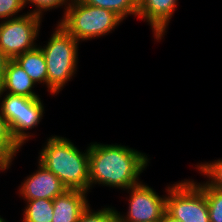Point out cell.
<instances>
[{
	"label": "cell",
	"mask_w": 222,
	"mask_h": 222,
	"mask_svg": "<svg viewBox=\"0 0 222 222\" xmlns=\"http://www.w3.org/2000/svg\"><path fill=\"white\" fill-rule=\"evenodd\" d=\"M149 158L128 146L121 144H89V189L101 186L129 189L141 181L140 174L146 169ZM94 184V186H93Z\"/></svg>",
	"instance_id": "cell-1"
},
{
	"label": "cell",
	"mask_w": 222,
	"mask_h": 222,
	"mask_svg": "<svg viewBox=\"0 0 222 222\" xmlns=\"http://www.w3.org/2000/svg\"><path fill=\"white\" fill-rule=\"evenodd\" d=\"M45 143L38 162L58 177L67 189L89 193V146L83 152L71 140L56 135Z\"/></svg>",
	"instance_id": "cell-2"
},
{
	"label": "cell",
	"mask_w": 222,
	"mask_h": 222,
	"mask_svg": "<svg viewBox=\"0 0 222 222\" xmlns=\"http://www.w3.org/2000/svg\"><path fill=\"white\" fill-rule=\"evenodd\" d=\"M46 45L39 46L47 68V91L57 95L77 72L79 41L59 23Z\"/></svg>",
	"instance_id": "cell-3"
},
{
	"label": "cell",
	"mask_w": 222,
	"mask_h": 222,
	"mask_svg": "<svg viewBox=\"0 0 222 222\" xmlns=\"http://www.w3.org/2000/svg\"><path fill=\"white\" fill-rule=\"evenodd\" d=\"M121 22L123 19L111 10L72 0L58 23L82 42L112 33Z\"/></svg>",
	"instance_id": "cell-4"
},
{
	"label": "cell",
	"mask_w": 222,
	"mask_h": 222,
	"mask_svg": "<svg viewBox=\"0 0 222 222\" xmlns=\"http://www.w3.org/2000/svg\"><path fill=\"white\" fill-rule=\"evenodd\" d=\"M165 213L181 222H210L205 193L193 179L176 182L165 189Z\"/></svg>",
	"instance_id": "cell-5"
},
{
	"label": "cell",
	"mask_w": 222,
	"mask_h": 222,
	"mask_svg": "<svg viewBox=\"0 0 222 222\" xmlns=\"http://www.w3.org/2000/svg\"><path fill=\"white\" fill-rule=\"evenodd\" d=\"M42 17L24 13L22 16L0 22V52L8 59L32 50L38 44Z\"/></svg>",
	"instance_id": "cell-6"
},
{
	"label": "cell",
	"mask_w": 222,
	"mask_h": 222,
	"mask_svg": "<svg viewBox=\"0 0 222 222\" xmlns=\"http://www.w3.org/2000/svg\"><path fill=\"white\" fill-rule=\"evenodd\" d=\"M128 211L124 216L117 211L119 222H156L163 218L166 210V195L158 193L140 182L127 189Z\"/></svg>",
	"instance_id": "cell-7"
},
{
	"label": "cell",
	"mask_w": 222,
	"mask_h": 222,
	"mask_svg": "<svg viewBox=\"0 0 222 222\" xmlns=\"http://www.w3.org/2000/svg\"><path fill=\"white\" fill-rule=\"evenodd\" d=\"M37 168L38 170L27 176L19 186V194L24 200H53L67 190L61 180L39 162Z\"/></svg>",
	"instance_id": "cell-8"
},
{
	"label": "cell",
	"mask_w": 222,
	"mask_h": 222,
	"mask_svg": "<svg viewBox=\"0 0 222 222\" xmlns=\"http://www.w3.org/2000/svg\"><path fill=\"white\" fill-rule=\"evenodd\" d=\"M178 0H138L137 17L148 22L156 40L163 39Z\"/></svg>",
	"instance_id": "cell-9"
},
{
	"label": "cell",
	"mask_w": 222,
	"mask_h": 222,
	"mask_svg": "<svg viewBox=\"0 0 222 222\" xmlns=\"http://www.w3.org/2000/svg\"><path fill=\"white\" fill-rule=\"evenodd\" d=\"M87 192L78 189H67L53 199L52 222H78L82 213L90 205Z\"/></svg>",
	"instance_id": "cell-10"
},
{
	"label": "cell",
	"mask_w": 222,
	"mask_h": 222,
	"mask_svg": "<svg viewBox=\"0 0 222 222\" xmlns=\"http://www.w3.org/2000/svg\"><path fill=\"white\" fill-rule=\"evenodd\" d=\"M35 85L26 71L14 59H8L0 92L29 98H40L33 90Z\"/></svg>",
	"instance_id": "cell-11"
},
{
	"label": "cell",
	"mask_w": 222,
	"mask_h": 222,
	"mask_svg": "<svg viewBox=\"0 0 222 222\" xmlns=\"http://www.w3.org/2000/svg\"><path fill=\"white\" fill-rule=\"evenodd\" d=\"M44 113L41 98H29L24 104H21L20 117H17V143L21 147L29 138L33 137L28 130L38 126Z\"/></svg>",
	"instance_id": "cell-12"
},
{
	"label": "cell",
	"mask_w": 222,
	"mask_h": 222,
	"mask_svg": "<svg viewBox=\"0 0 222 222\" xmlns=\"http://www.w3.org/2000/svg\"><path fill=\"white\" fill-rule=\"evenodd\" d=\"M14 60L26 71L35 84L43 83L47 87L46 60L39 46L18 55Z\"/></svg>",
	"instance_id": "cell-13"
},
{
	"label": "cell",
	"mask_w": 222,
	"mask_h": 222,
	"mask_svg": "<svg viewBox=\"0 0 222 222\" xmlns=\"http://www.w3.org/2000/svg\"><path fill=\"white\" fill-rule=\"evenodd\" d=\"M3 95V99L1 98ZM5 95V96H4ZM2 99V100H1ZM29 97L12 95L0 92V110L9 125L12 137L17 142V117H20L21 104H24Z\"/></svg>",
	"instance_id": "cell-14"
},
{
	"label": "cell",
	"mask_w": 222,
	"mask_h": 222,
	"mask_svg": "<svg viewBox=\"0 0 222 222\" xmlns=\"http://www.w3.org/2000/svg\"><path fill=\"white\" fill-rule=\"evenodd\" d=\"M26 201L22 222H52L53 200L33 199Z\"/></svg>",
	"instance_id": "cell-15"
},
{
	"label": "cell",
	"mask_w": 222,
	"mask_h": 222,
	"mask_svg": "<svg viewBox=\"0 0 222 222\" xmlns=\"http://www.w3.org/2000/svg\"><path fill=\"white\" fill-rule=\"evenodd\" d=\"M82 2L90 5L108 9L116 13L123 20L128 15L138 14V0H81Z\"/></svg>",
	"instance_id": "cell-16"
},
{
	"label": "cell",
	"mask_w": 222,
	"mask_h": 222,
	"mask_svg": "<svg viewBox=\"0 0 222 222\" xmlns=\"http://www.w3.org/2000/svg\"><path fill=\"white\" fill-rule=\"evenodd\" d=\"M201 190L206 196L210 222H222V190L205 181L201 183Z\"/></svg>",
	"instance_id": "cell-17"
},
{
	"label": "cell",
	"mask_w": 222,
	"mask_h": 222,
	"mask_svg": "<svg viewBox=\"0 0 222 222\" xmlns=\"http://www.w3.org/2000/svg\"><path fill=\"white\" fill-rule=\"evenodd\" d=\"M195 167L204 177L207 176V184L222 190V159L210 161V163L201 162L195 165Z\"/></svg>",
	"instance_id": "cell-18"
},
{
	"label": "cell",
	"mask_w": 222,
	"mask_h": 222,
	"mask_svg": "<svg viewBox=\"0 0 222 222\" xmlns=\"http://www.w3.org/2000/svg\"><path fill=\"white\" fill-rule=\"evenodd\" d=\"M78 222H119L117 210L114 207H104L101 210L94 211L88 208L82 213Z\"/></svg>",
	"instance_id": "cell-19"
},
{
	"label": "cell",
	"mask_w": 222,
	"mask_h": 222,
	"mask_svg": "<svg viewBox=\"0 0 222 222\" xmlns=\"http://www.w3.org/2000/svg\"><path fill=\"white\" fill-rule=\"evenodd\" d=\"M21 146L12 137L6 118L0 110V152H19Z\"/></svg>",
	"instance_id": "cell-20"
},
{
	"label": "cell",
	"mask_w": 222,
	"mask_h": 222,
	"mask_svg": "<svg viewBox=\"0 0 222 222\" xmlns=\"http://www.w3.org/2000/svg\"><path fill=\"white\" fill-rule=\"evenodd\" d=\"M72 0H24V6L26 7L27 4H33L35 9L31 10V14L39 15L40 17L43 16L44 12L49 11L50 9L58 8V7H65L64 13L68 9L69 5L71 4ZM65 5V6H63Z\"/></svg>",
	"instance_id": "cell-21"
},
{
	"label": "cell",
	"mask_w": 222,
	"mask_h": 222,
	"mask_svg": "<svg viewBox=\"0 0 222 222\" xmlns=\"http://www.w3.org/2000/svg\"><path fill=\"white\" fill-rule=\"evenodd\" d=\"M24 8V0H0V20L5 21L22 16L18 13Z\"/></svg>",
	"instance_id": "cell-22"
},
{
	"label": "cell",
	"mask_w": 222,
	"mask_h": 222,
	"mask_svg": "<svg viewBox=\"0 0 222 222\" xmlns=\"http://www.w3.org/2000/svg\"><path fill=\"white\" fill-rule=\"evenodd\" d=\"M18 152H0V171L8 170Z\"/></svg>",
	"instance_id": "cell-23"
},
{
	"label": "cell",
	"mask_w": 222,
	"mask_h": 222,
	"mask_svg": "<svg viewBox=\"0 0 222 222\" xmlns=\"http://www.w3.org/2000/svg\"><path fill=\"white\" fill-rule=\"evenodd\" d=\"M8 58L0 52V90L4 80L5 66Z\"/></svg>",
	"instance_id": "cell-24"
},
{
	"label": "cell",
	"mask_w": 222,
	"mask_h": 222,
	"mask_svg": "<svg viewBox=\"0 0 222 222\" xmlns=\"http://www.w3.org/2000/svg\"><path fill=\"white\" fill-rule=\"evenodd\" d=\"M163 222H181V221L173 219L165 213L163 215Z\"/></svg>",
	"instance_id": "cell-25"
},
{
	"label": "cell",
	"mask_w": 222,
	"mask_h": 222,
	"mask_svg": "<svg viewBox=\"0 0 222 222\" xmlns=\"http://www.w3.org/2000/svg\"><path fill=\"white\" fill-rule=\"evenodd\" d=\"M0 222H7L3 217L0 216Z\"/></svg>",
	"instance_id": "cell-26"
}]
</instances>
